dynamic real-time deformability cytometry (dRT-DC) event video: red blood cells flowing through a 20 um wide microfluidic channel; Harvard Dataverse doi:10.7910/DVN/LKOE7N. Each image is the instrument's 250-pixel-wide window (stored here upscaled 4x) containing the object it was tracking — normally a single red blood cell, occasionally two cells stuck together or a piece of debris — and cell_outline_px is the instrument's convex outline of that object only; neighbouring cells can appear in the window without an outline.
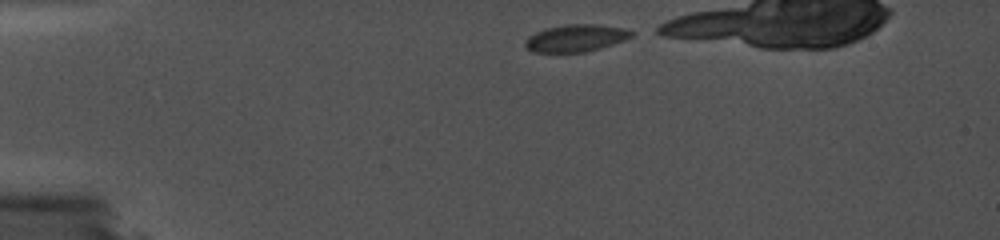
{"species": "common noctule bat (a hibernating species)", "species_latin": "Nyctalus noctula", "temperature_condition": "cold", "stored_images_in_passage": 53, "camera_frame_rate_fps": 5000, "um_per_image_px": 0.085, "animal": {"sex": "female", "body_mass_g": 19.0, "forearm_length_mm": 56.7}, "frame": {"image": 1, "passage_image": 1, "time_ms": 0.0, "image_size_px": [1000, 240], "cell_outline_px": [[636, 32], [632, 36], [624, 40], [600, 48], [584, 52], [532, 52], [524, 48], [524, 40], [528, 36], [544, 28], [568, 24], [596, 24], [624, 28]], "centroid_in_image_um": [48.91, 3.23], "position_along_channel_um": 36.1, "area_um2": 16.99}}
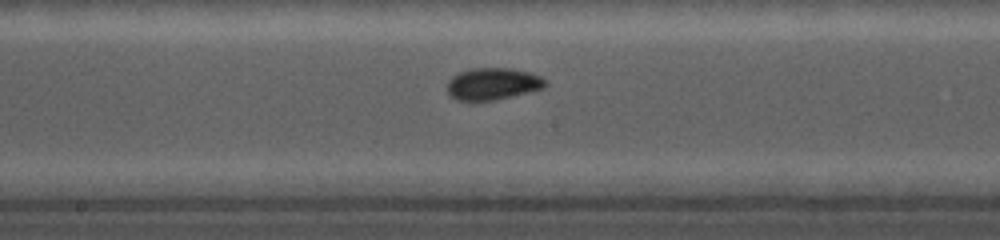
{"frame": {"image": 2, "passage_image": 31, "time_ms": 6.0, "image_size_px": [1000, 240], "cell_outline_px": [[548, 84], [544, 88], [496, 100], [456, 100], [448, 92], [448, 80], [456, 72], [472, 68], [508, 68], [528, 72], [540, 76], [548, 80]], "centroid_in_image_um": [41.9, 7.11], "position_along_channel_um": 206.3, "area_um2": 18.32}}
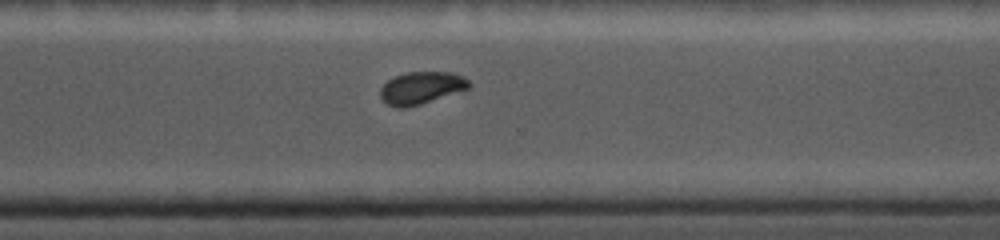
{"frame": {"image": 3, "passage_image": 48, "time_ms": 9.4, "image_size_px": [1000, 240], "cell_outline_px": [[472, 84], [468, 88], [420, 104], [404, 108], [400, 108], [388, 104], [380, 96], [380, 88], [392, 76], [404, 72], [452, 72], [468, 80]], "centroid_in_image_um": [35.77, 7.45], "position_along_channel_um": 334.8, "area_um2": 16.47}}